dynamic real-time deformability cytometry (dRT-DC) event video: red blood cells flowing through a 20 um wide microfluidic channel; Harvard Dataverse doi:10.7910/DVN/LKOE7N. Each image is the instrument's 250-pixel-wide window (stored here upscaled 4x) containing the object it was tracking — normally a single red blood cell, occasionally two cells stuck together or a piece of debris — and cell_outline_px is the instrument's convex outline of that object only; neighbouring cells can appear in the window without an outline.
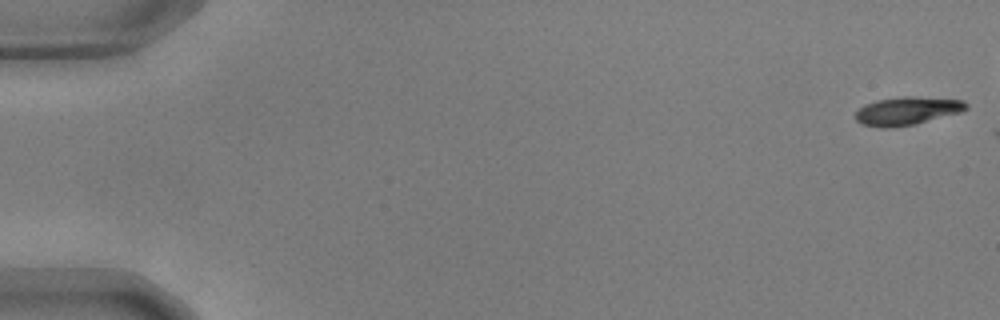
{"species": "common noctule bat (a hibernating species)", "species_latin": "Nyctalus noctula", "temperature_condition": "warm", "stored_images_in_passage": 3, "camera_frame_rate_fps": 3000, "um_per_image_px": 0.085, "animal": {"sex": "male", "body_mass_g": 17.9, "forearm_length_mm": 54.2}, "frame": {"image": 1, "passage_image": 1, "time_ms": 0.0, "image_size_px": [1000, 320], "cell_outline_px": [[968, 108], [960, 112], [916, 124], [888, 128], [880, 128], [860, 124], [856, 120], [856, 112], [864, 104], [876, 100], [904, 96], [916, 96], [964, 100], [968, 104]], "centroid_in_image_um": [77.1, 9.42], "position_along_channel_um": 7.9, "area_um2": 18.32}}